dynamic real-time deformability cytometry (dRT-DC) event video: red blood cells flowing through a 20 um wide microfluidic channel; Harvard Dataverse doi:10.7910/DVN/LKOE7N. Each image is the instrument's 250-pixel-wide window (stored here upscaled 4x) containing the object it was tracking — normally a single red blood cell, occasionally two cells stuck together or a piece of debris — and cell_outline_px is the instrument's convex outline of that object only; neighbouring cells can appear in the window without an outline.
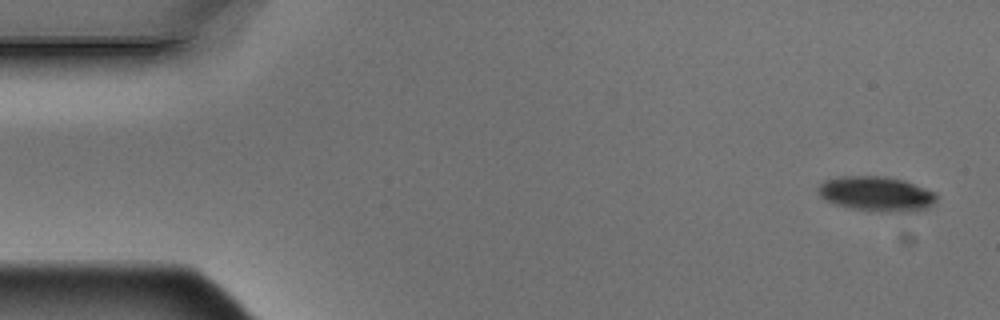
{"species": "Egyptian fruit bat (a non-hibernating species)", "species_latin": "Rousettus aegyptiacus", "temperature_condition": "warm", "stored_images_in_passage": 5, "camera_frame_rate_fps": 3000, "um_per_image_px": 0.085, "animal": {"sex": "male"}, "frame": {"image": 1, "passage_image": 1, "time_ms": 0.0, "image_size_px": [1000, 320], "cell_outline_px": [[936, 200], [928, 208], [912, 212], [880, 212], [848, 208], [836, 204], [820, 196], [816, 192], [816, 188], [824, 180], [840, 176], [888, 176], [904, 180], [936, 192]], "centroid_in_image_um": [74.49, 16.48], "position_along_channel_um": 10.5, "area_um2": 24.39}}
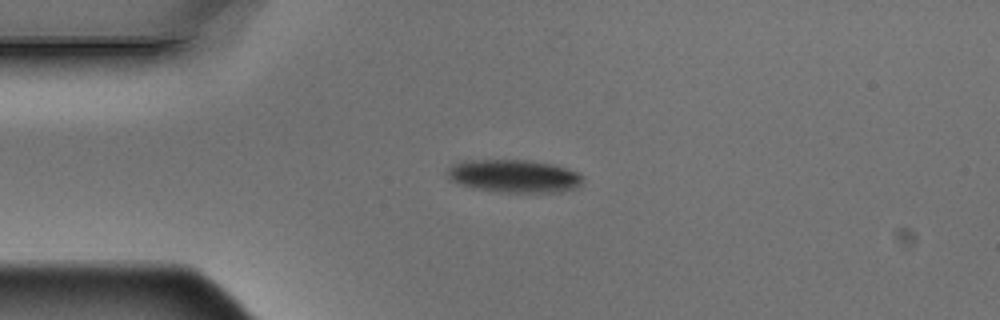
{"frame": {"image": 2, "passage_image": 4, "time_ms": 1.0, "image_size_px": [1000, 320], "cell_outline_px": [[584, 180], [580, 184], [572, 188], [560, 192], [504, 192], [472, 188], [448, 180], [444, 172], [452, 164], [460, 160], [532, 160], [552, 164], [580, 172], [584, 176]], "centroid_in_image_um": [43.65, 14.95], "position_along_channel_um": 41.4, "area_um2": 26.36}}